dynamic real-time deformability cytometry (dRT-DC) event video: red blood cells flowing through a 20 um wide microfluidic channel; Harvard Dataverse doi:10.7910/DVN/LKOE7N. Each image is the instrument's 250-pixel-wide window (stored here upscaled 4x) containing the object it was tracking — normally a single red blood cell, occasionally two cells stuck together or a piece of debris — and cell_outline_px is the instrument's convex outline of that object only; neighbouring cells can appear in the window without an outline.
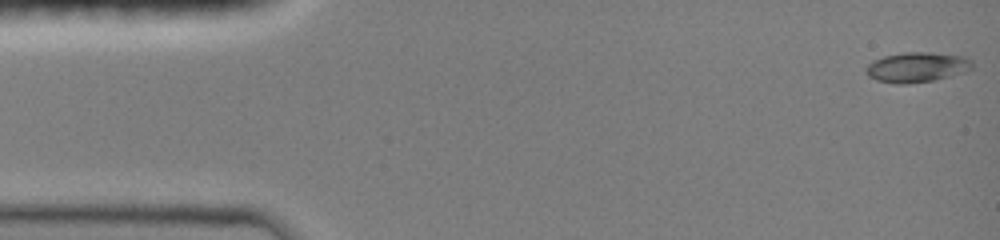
{"species": "common noctule bat (a hibernating species)", "species_latin": "Nyctalus noctula", "temperature_condition": "room temperature", "stored_images_in_passage": 47, "camera_frame_rate_fps": 3000, "um_per_image_px": 0.085, "animal": {"sex": "female", "body_mass_g": 19.0, "forearm_length_mm": 51.5}, "frame": {"image": 1, "passage_image": 1, "time_ms": 0.0, "image_size_px": [1000, 240], "cell_outline_px": [[972, 68], [964, 72], [932, 80], [908, 84], [896, 84], [876, 80], [868, 76], [864, 72], [864, 68], [872, 60], [884, 56], [904, 52], [928, 52], [964, 56], [972, 60]], "centroid_in_image_um": [77.88, 5.71], "position_along_channel_um": 7.1, "area_um2": 18.67}}
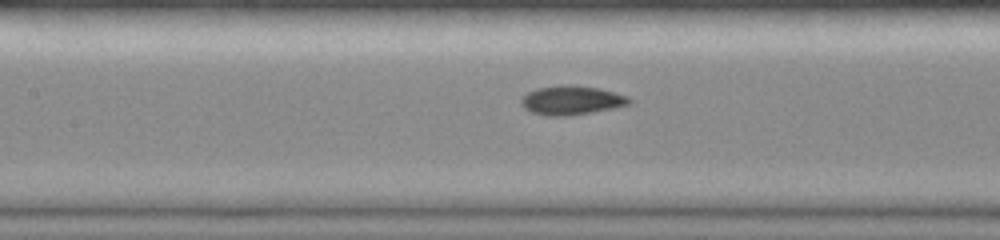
{"frame": {"image": 2, "passage_image": 21, "time_ms": 6.667, "image_size_px": [1000, 240], "cell_outline_px": [[632, 104], [592, 112], [568, 116], [548, 116], [532, 112], [524, 108], [520, 104], [520, 100], [528, 92], [536, 88], [560, 84], [568, 84], [596, 88], [628, 96], [632, 100]], "centroid_in_image_um": [48.56, 8.52], "position_along_channel_um": 158.8, "area_um2": 18.32}}
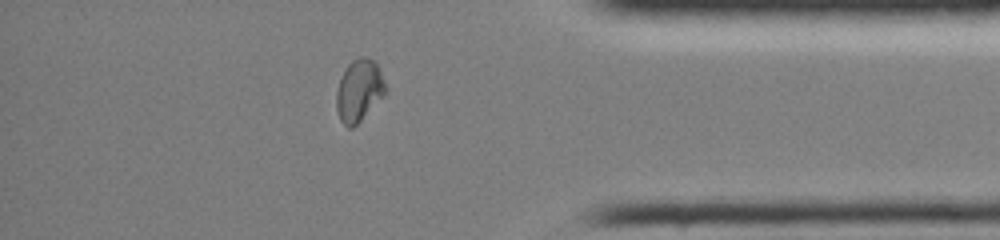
{"frame": {"image": 3, "passage_image": 40, "time_ms": 13.0, "image_size_px": [1000, 240], "cell_outline_px": [[388, 88], [360, 120], [352, 128], [348, 128], [340, 120], [336, 108], [336, 92], [340, 80], [348, 64], [352, 60], [360, 56], [364, 56], [372, 60], [376, 64]], "centroid_in_image_um": [30.49, 7.68], "position_along_channel_um": 404.7, "area_um2": 17.22}, "authors_computed_cell_mechanics": {"area_um2": 17.5134, "velocity_mm_per_s": 4.0791, "shape_relaxation_time_tau1_ms": 5.5937, "shape_relaxation_time_tau2_ms": null, "deformation_change_tau1": 0.1888, "deformation_change_tau2": null}}